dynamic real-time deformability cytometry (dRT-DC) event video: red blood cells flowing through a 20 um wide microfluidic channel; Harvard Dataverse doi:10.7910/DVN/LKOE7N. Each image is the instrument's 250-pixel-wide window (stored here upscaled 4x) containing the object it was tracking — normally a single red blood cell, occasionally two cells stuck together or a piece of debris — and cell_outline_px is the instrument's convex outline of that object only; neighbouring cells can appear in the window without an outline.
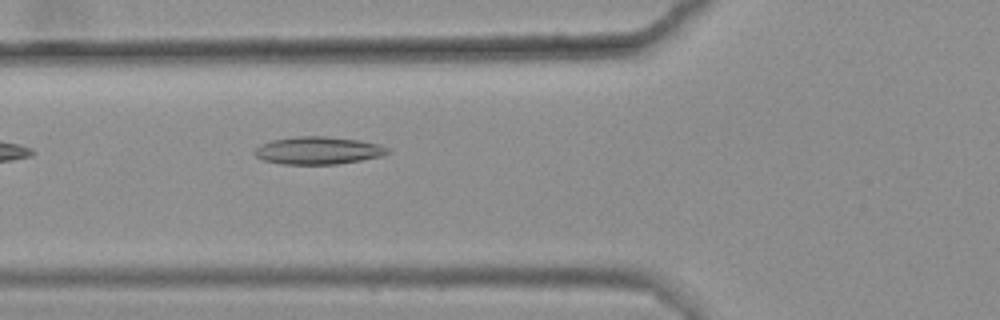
{"species": "common noctule bat (a hibernating species)", "species_latin": "Nyctalus noctula", "temperature_condition": "warm", "stored_images_in_passage": 5, "camera_frame_rate_fps": 3000, "um_per_image_px": 0.085, "animal": {"sex": "female", "body_mass_g": 25.1}, "frame": {"image": 1, "passage_image": 5, "time_ms": 1.333, "image_size_px": [1000, 320], "cell_outline_px": [[392, 152], [380, 156], [360, 160], [336, 164], [280, 164], [264, 160], [256, 156], [252, 152], [260, 144], [272, 140], [296, 136], [324, 136], [360, 140], [376, 144], [388, 148]], "centroid_in_image_um": [27.01, 12.79], "position_along_channel_um": 98.8, "area_um2": 21.33}}